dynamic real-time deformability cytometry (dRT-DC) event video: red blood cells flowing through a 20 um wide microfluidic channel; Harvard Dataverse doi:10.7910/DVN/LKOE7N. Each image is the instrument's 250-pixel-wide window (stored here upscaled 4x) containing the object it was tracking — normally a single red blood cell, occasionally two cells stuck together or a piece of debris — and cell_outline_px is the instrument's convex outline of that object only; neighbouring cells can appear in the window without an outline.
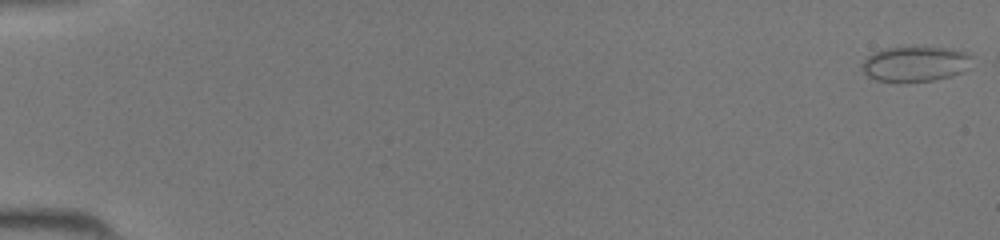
{"species": "common noctule bat (a hibernating species)", "species_latin": "Nyctalus noctula", "temperature_condition": "room temperature", "stored_images_in_passage": 41, "camera_frame_rate_fps": 3000, "um_per_image_px": 0.085, "animal": {"sex": "female", "body_mass_g": 19.5, "forearm_length_mm": 54.1}, "frame": {"image": 1, "passage_image": 1, "time_ms": 0.0, "image_size_px": [1000, 240], "cell_outline_px": [[972, 56], [968, 68], [960, 72], [948, 76], [932, 80], [904, 84], [896, 84], [876, 80], [868, 76], [860, 68], [860, 64], [872, 52], [884, 48], [952, 48], [968, 52]], "centroid_in_image_um": [77.73, 5.46], "position_along_channel_um": 7.3, "area_um2": 22.95}}
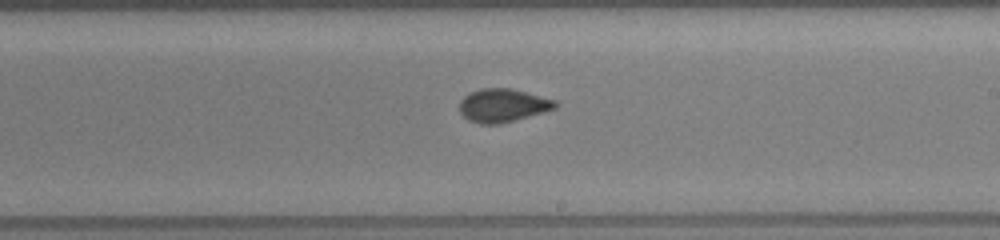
{"frame": {"image": 2, "passage_image": 28, "time_ms": 9.0, "image_size_px": [1000, 240], "cell_outline_px": [[560, 104], [556, 108], [544, 112], [500, 124], [480, 124], [468, 120], [460, 112], [460, 100], [468, 92], [480, 88], [512, 88], [556, 100]], "centroid_in_image_um": [42.75, 8.95], "position_along_channel_um": 246.3, "area_um2": 18.79}}
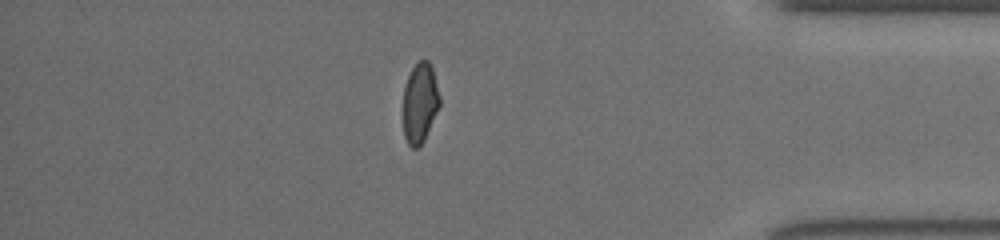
{"frame": {"image": 3, "passage_image": 40, "time_ms": 13.0, "image_size_px": [1000, 240], "cell_outline_px": [[440, 104], [424, 140], [416, 148], [412, 148], [408, 144], [404, 136], [404, 84], [412, 68], [420, 60], [428, 60], [432, 64], [440, 96]], "centroid_in_image_um": [35.7, 8.71], "position_along_channel_um": 399.5, "area_um2": 16.99}}